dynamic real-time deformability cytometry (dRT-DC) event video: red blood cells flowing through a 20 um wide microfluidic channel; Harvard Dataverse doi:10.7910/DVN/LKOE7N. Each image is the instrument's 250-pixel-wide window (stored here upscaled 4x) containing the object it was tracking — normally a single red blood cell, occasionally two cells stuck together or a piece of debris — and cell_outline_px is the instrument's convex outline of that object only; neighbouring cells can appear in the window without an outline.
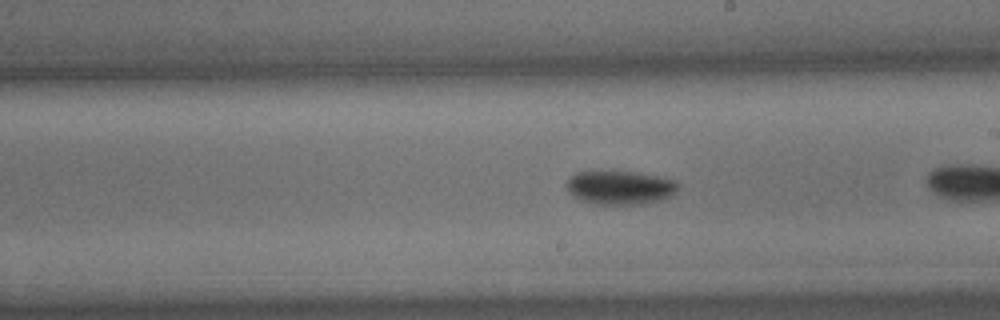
{"species": "common noctule bat (a hibernating species)", "species_latin": "Nyctalus noctula", "temperature_condition": "cold", "stored_images_in_passage": 21, "camera_frame_rate_fps": 3000, "um_per_image_px": 0.085, "animal": {"sex": "male", "body_mass_g": 15.6}, "frame": {"image": 1, "passage_image": 15, "time_ms": 4.667, "image_size_px": [1000, 320], "cell_outline_px": [[680, 188], [672, 196], [648, 204], [596, 204], [580, 200], [572, 196], [564, 184], [568, 176], [576, 172], [636, 172], [664, 176], [676, 180], [680, 184]], "centroid_in_image_um": [52.74, 15.94], "position_along_channel_um": 236.3, "area_um2": 22.48}}